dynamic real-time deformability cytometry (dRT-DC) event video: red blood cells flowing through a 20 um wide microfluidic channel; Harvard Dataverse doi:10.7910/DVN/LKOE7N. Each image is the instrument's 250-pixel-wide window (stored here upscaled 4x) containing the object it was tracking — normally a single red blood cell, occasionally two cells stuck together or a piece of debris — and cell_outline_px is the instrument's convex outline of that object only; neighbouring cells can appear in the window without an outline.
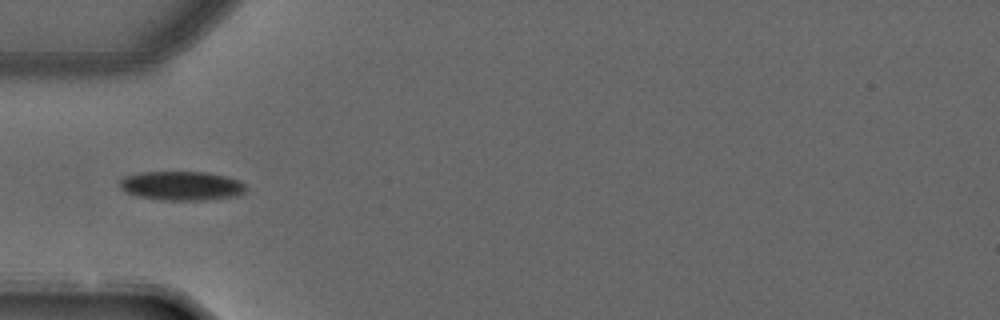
{"species": "common noctule bat (a hibernating species)", "species_latin": "Nyctalus noctula", "temperature_condition": "warm", "stored_images_in_passage": 3, "camera_frame_rate_fps": 3000, "um_per_image_px": 0.085, "animal": {"sex": "male", "forearm_length_mm": 52.5}, "frame": {"image": 1, "passage_image": 1, "time_ms": 0.0, "image_size_px": [1000, 320], "cell_outline_px": [[244, 192], [236, 196], [200, 200], [164, 200], [136, 196], [120, 188], [120, 180], [124, 176], [144, 172], [208, 172], [228, 176], [240, 180], [244, 184]], "centroid_in_image_um": [15.44, 15.78], "position_along_channel_um": 69.6, "area_um2": 21.33}}